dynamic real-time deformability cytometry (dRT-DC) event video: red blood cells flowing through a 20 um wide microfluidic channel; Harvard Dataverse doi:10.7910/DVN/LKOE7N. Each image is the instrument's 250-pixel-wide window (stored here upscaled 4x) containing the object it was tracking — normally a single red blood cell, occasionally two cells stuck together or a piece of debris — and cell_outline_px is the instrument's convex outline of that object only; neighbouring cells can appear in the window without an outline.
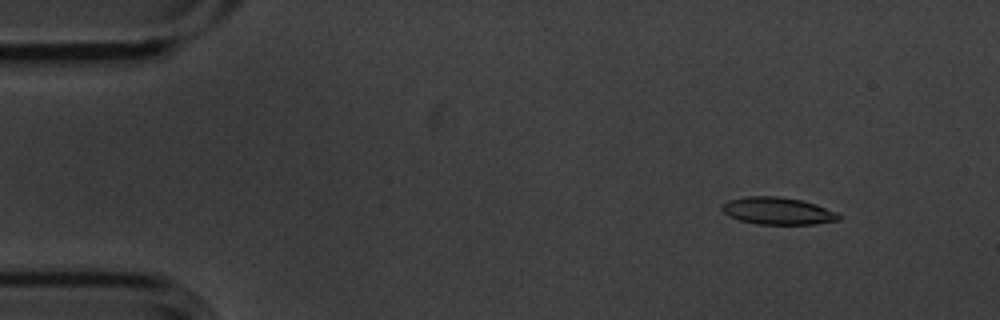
{"species": "common noctule bat (a hibernating species)", "species_latin": "Nyctalus noctula", "temperature_condition": "cold", "stored_images_in_passage": 4, "camera_frame_rate_fps": 3000, "um_per_image_px": 0.085, "animal": {"sex": "male", "body_mass_g": 20.1, "forearm_length_mm": 53.5}, "frame": {"image": 1, "passage_image": 2, "time_ms": 0.333, "image_size_px": [1000, 320], "cell_outline_px": [[840, 220], [816, 224], [756, 224], [740, 220], [728, 216], [720, 208], [720, 204], [728, 200], [744, 196], [780, 196], [800, 200], [816, 204], [836, 212], [840, 216]], "centroid_in_image_um": [66.06, 17.92], "position_along_channel_um": 18.9, "area_um2": 18.67}}